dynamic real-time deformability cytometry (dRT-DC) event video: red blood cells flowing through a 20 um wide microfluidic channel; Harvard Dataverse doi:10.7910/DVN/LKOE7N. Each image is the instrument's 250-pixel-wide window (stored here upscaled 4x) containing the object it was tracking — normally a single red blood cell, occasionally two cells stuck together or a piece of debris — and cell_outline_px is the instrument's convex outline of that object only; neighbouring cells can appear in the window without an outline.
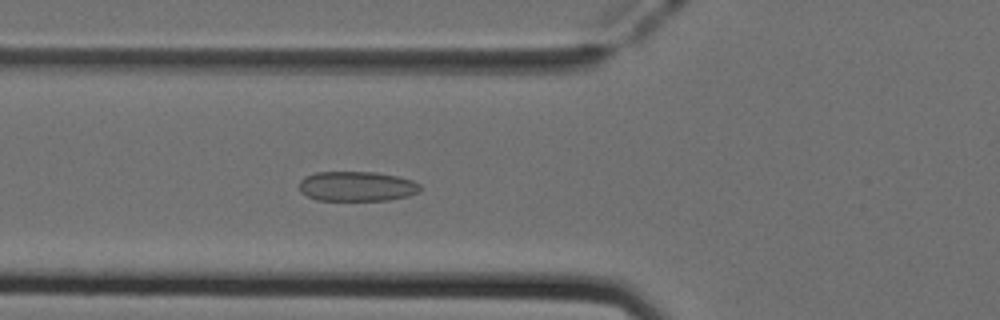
{"species": "Egyptian fruit bat (a non-hibernating species)", "species_latin": "Rousettus aegyptiacus", "temperature_condition": "cold", "stored_images_in_passage": 50, "camera_frame_rate_fps": 3000, "um_per_image_px": 0.085, "animal": {"sex": "female"}, "frame": {"image": 1, "passage_image": 18, "time_ms": 5.667, "image_size_px": [1000, 320], "cell_outline_px": [[420, 192], [408, 196], [388, 200], [316, 200], [300, 192], [300, 180], [304, 176], [316, 172], [376, 172], [396, 176], [412, 180], [420, 184]], "centroid_in_image_um": [30.33, 15.83], "position_along_channel_um": 95.5, "area_um2": 21.1}}
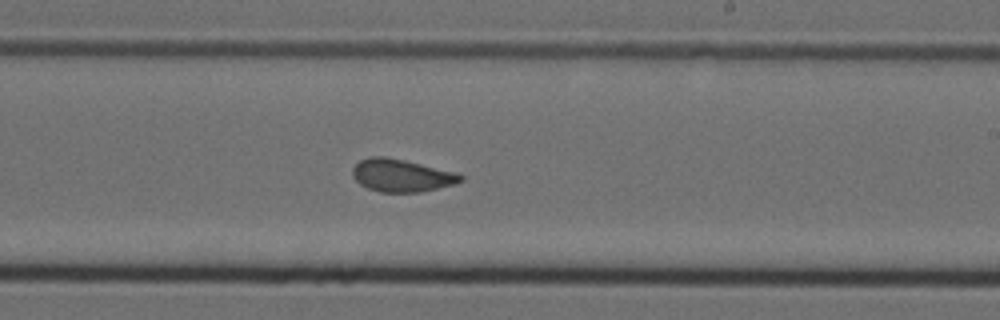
{"frame": {"image": 2, "passage_image": 30, "time_ms": 9.667, "image_size_px": [1000, 320], "cell_outline_px": [[464, 180], [452, 184], [420, 192], [380, 192], [368, 188], [360, 184], [352, 176], [352, 168], [360, 160], [372, 156], [384, 156], [404, 160], [456, 172], [464, 176]], "centroid_in_image_um": [34.11, 14.91], "position_along_channel_um": 254.9, "area_um2": 20.4}}
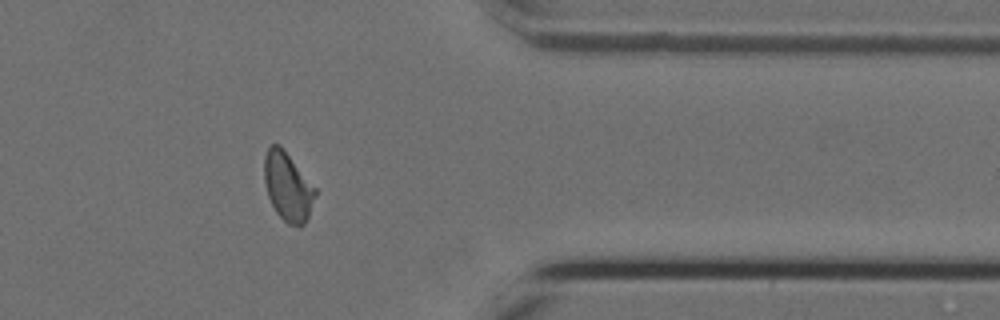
{"frame": {"image": 3, "passage_image": 41, "time_ms": 13.333, "image_size_px": [1000, 320], "cell_outline_px": [[316, 196], [308, 216], [304, 224], [300, 228], [288, 224], [276, 212], [268, 196], [264, 180], [264, 156], [268, 148], [272, 144], [280, 144], [316, 188]], "centroid_in_image_um": [24.46, 15.87], "position_along_channel_um": 386.9, "area_um2": 20.4}, "authors_computed_cell_mechanics": {"area_um2": 20.7502, "velocity_mm_per_s": 3.9721, "shape_relaxation_time_tau1_ms": null, "shape_relaxation_time_tau2_ms": 1.5813, "deformation_change_tau1": null, "deformation_change_tau2": 0.0669}}